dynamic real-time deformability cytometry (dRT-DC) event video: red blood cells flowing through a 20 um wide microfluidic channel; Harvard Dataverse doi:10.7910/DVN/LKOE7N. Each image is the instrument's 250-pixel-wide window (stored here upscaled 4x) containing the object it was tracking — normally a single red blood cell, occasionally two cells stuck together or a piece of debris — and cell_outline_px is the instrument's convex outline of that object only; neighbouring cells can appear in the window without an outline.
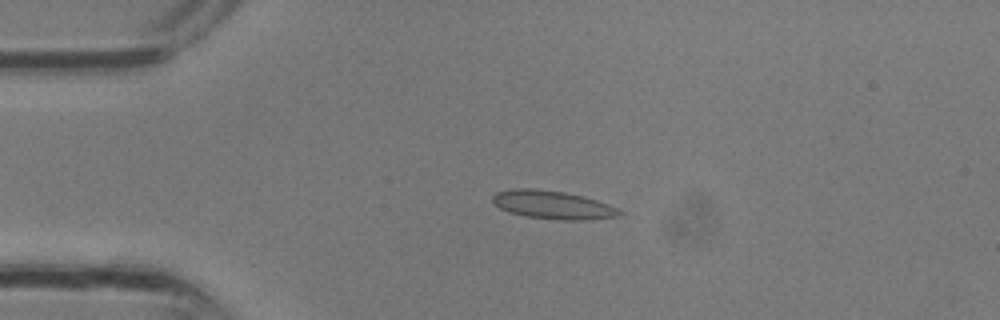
{"species": "common noctule bat (a hibernating species)", "species_latin": "Nyctalus noctula", "temperature_condition": "room temperature", "stored_images_in_passage": 4, "camera_frame_rate_fps": 3000, "um_per_image_px": 0.085, "animal": {"sex": "male", "body_mass_g": 13.3}, "frame": {"image": 1, "passage_image": 3, "time_ms": 0.667, "image_size_px": [1000, 320], "cell_outline_px": [[624, 212], [620, 216], [588, 220], [560, 220], [524, 216], [508, 212], [500, 208], [492, 200], [492, 196], [496, 192], [516, 188], [532, 188], [564, 192], [596, 200], [608, 204]], "centroid_in_image_um": [46.98, 17.42], "position_along_channel_um": 38.0, "area_um2": 20.87}}
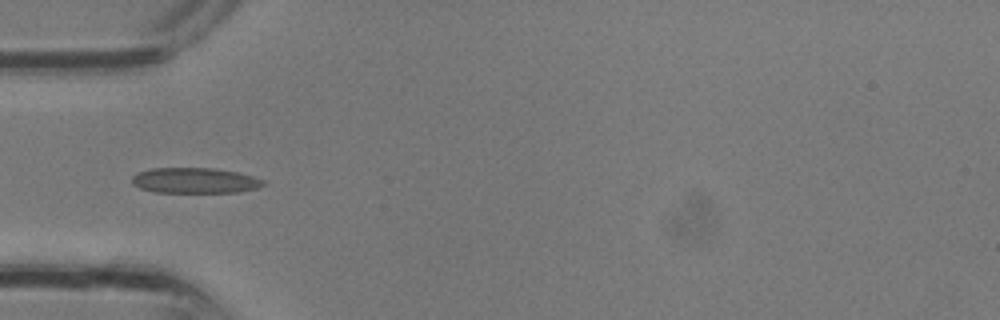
{"frame": {"image": 2, "passage_image": 4, "time_ms": 1.0, "image_size_px": [1000, 320], "cell_outline_px": [[264, 184], [256, 188], [236, 192], [156, 192], [140, 188], [132, 184], [132, 176], [136, 172], [152, 168], [212, 168], [236, 172], [252, 176], [264, 180]], "centroid_in_image_um": [16.51, 15.34], "position_along_channel_um": 68.5, "area_um2": 19.36}}